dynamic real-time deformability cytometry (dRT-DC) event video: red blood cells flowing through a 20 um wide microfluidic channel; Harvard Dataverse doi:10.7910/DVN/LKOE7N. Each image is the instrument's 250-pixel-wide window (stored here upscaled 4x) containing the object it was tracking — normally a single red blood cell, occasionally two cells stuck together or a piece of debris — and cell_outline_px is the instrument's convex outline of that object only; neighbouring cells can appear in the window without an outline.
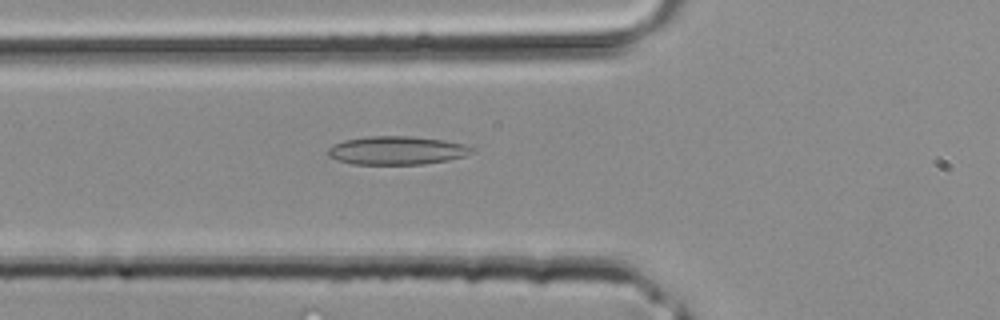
{"species": "common noctule bat (a hibernating species)", "species_latin": "Nyctalus noctula", "temperature_condition": "room temperature", "stored_images_in_passage": 27, "camera_frame_rate_fps": 3000, "um_per_image_px": 0.085, "animal": {"sex": "male", "body_mass_g": 20.4}, "frame": {"image": 1, "passage_image": 2, "time_ms": 0.333, "image_size_px": [1000, 320], "cell_outline_px": [[476, 148], [472, 152], [464, 156], [448, 160], [424, 164], [352, 164], [328, 156], [328, 148], [332, 144], [344, 140], [368, 136], [412, 136], [444, 140], [464, 144]], "centroid_in_image_um": [33.74, 12.78], "position_along_channel_um": 92.1, "area_um2": 23.87}}
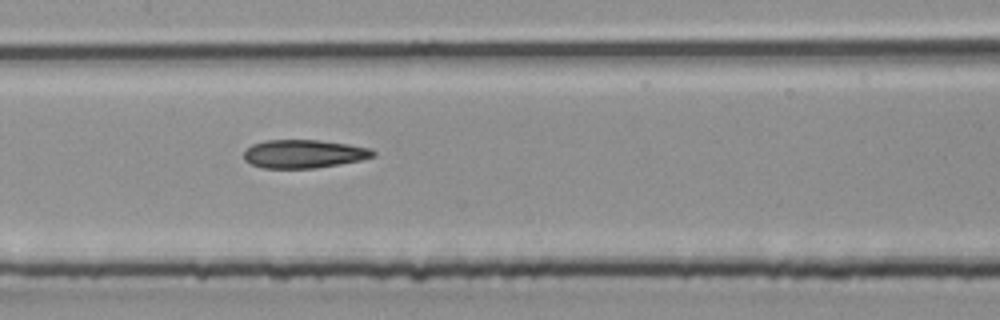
{"frame": {"image": 2, "passage_image": 7, "time_ms": 2.0, "image_size_px": [1000, 320], "cell_outline_px": [[376, 156], [360, 160], [316, 168], [260, 168], [244, 160], [244, 152], [252, 144], [264, 140], [320, 140], [348, 144], [372, 148], [376, 152]], "centroid_in_image_um": [25.84, 13.07], "position_along_channel_um": 181.6, "area_um2": 21.44}}
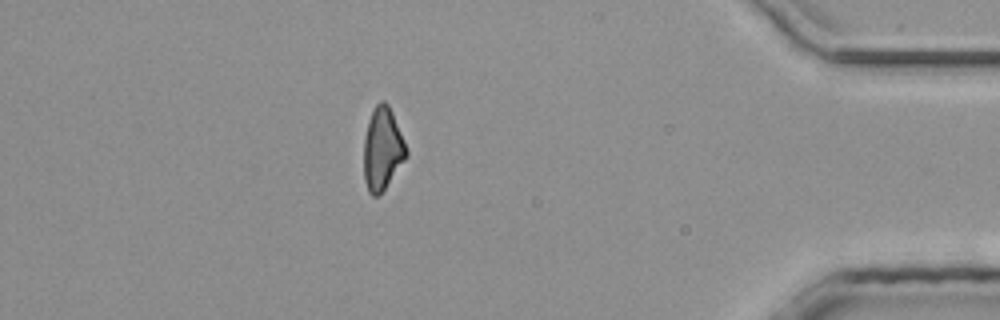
{"frame": {"image": 3, "passage_image": 22, "time_ms": 7.0, "image_size_px": [1000, 320], "cell_outline_px": [[408, 156], [380, 196], [372, 196], [368, 192], [364, 180], [364, 140], [368, 120], [376, 104], [380, 100], [384, 100], [388, 104], [392, 112], [404, 140], [408, 152]], "centroid_in_image_um": [32.51, 12.69], "position_along_channel_um": 402.7, "area_um2": 20.63}}